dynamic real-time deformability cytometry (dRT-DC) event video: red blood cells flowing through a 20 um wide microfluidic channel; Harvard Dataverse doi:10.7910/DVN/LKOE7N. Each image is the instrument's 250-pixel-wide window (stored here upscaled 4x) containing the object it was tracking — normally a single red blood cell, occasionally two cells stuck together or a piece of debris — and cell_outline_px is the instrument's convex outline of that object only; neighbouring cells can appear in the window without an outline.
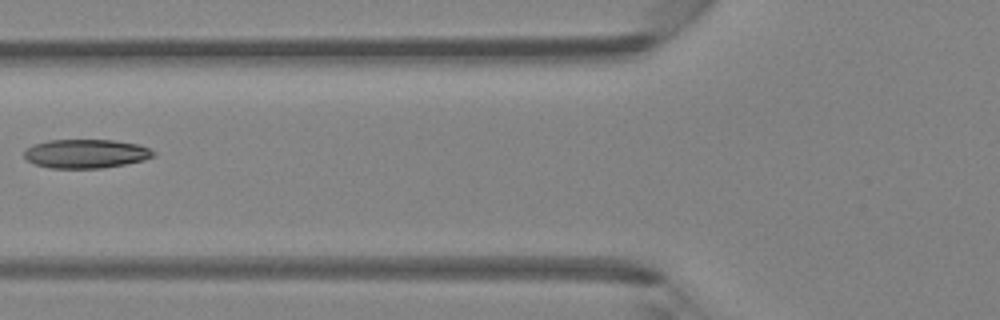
{"species": "Egyptian fruit bat (a non-hibernating species)", "species_latin": "Rousettus aegyptiacus", "temperature_condition": "room temperature", "stored_images_in_passage": 5, "camera_frame_rate_fps": 3000, "um_per_image_px": 0.085, "animal": {"sex": "female"}, "frame": {"image": 1, "passage_image": 5, "time_ms": 5.667, "image_size_px": [1000, 320], "cell_outline_px": [[156, 156], [144, 160], [104, 168], [52, 168], [36, 164], [28, 160], [24, 156], [24, 152], [32, 144], [48, 140], [112, 140], [136, 144], [148, 148], [156, 152]], "centroid_in_image_um": [7.32, 13.06], "position_along_channel_um": 118.5, "area_um2": 21.68}}